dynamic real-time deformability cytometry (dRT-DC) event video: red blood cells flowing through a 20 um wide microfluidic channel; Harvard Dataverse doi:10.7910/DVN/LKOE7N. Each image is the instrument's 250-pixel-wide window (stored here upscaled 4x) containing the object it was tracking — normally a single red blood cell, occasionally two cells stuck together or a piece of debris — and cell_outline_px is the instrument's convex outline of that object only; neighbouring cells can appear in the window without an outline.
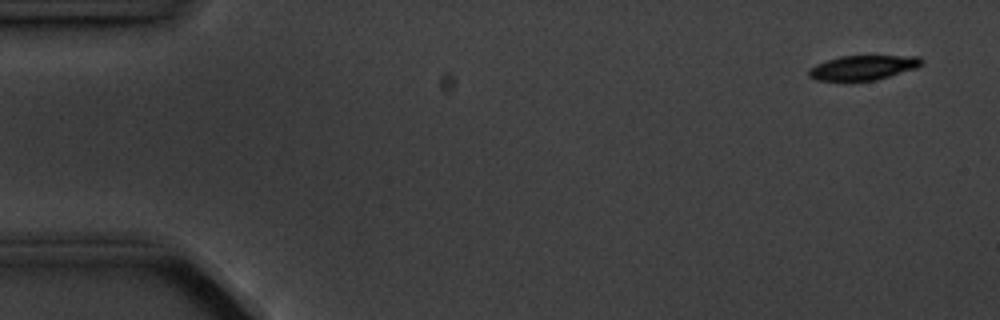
{"species": "common noctule bat (a hibernating species)", "species_latin": "Nyctalus noctula", "temperature_condition": "cold", "stored_images_in_passage": 4, "camera_frame_rate_fps": 3000, "um_per_image_px": 0.085, "animal": {"sex": "male", "body_mass_g": 20.1, "forearm_length_mm": 53.5}, "frame": {"image": 1, "passage_image": 1, "time_ms": 0.0, "image_size_px": [1000, 320], "cell_outline_px": [[924, 64], [916, 68], [876, 80], [844, 84], [816, 80], [808, 76], [808, 68], [816, 64], [840, 56], [920, 56], [924, 60]], "centroid_in_image_um": [73.3, 5.8], "position_along_channel_um": 11.7, "area_um2": 16.99}}
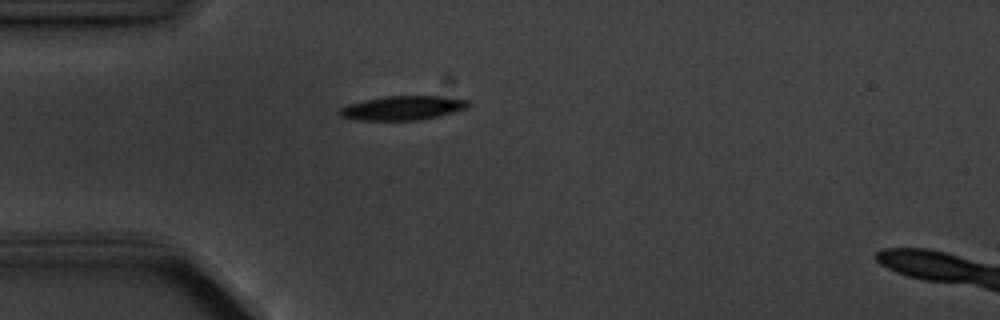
{"frame": {"image": 2, "passage_image": 4, "time_ms": 4.0, "image_size_px": [1000, 320], "cell_outline_px": [[472, 104], [468, 108], [440, 116], [420, 120], [356, 120], [340, 116], [336, 112], [340, 108], [348, 104], [364, 100], [384, 96], [440, 96], [468, 100]], "centroid_in_image_um": [34.23, 9.18], "position_along_channel_um": 50.8, "area_um2": 18.32}}